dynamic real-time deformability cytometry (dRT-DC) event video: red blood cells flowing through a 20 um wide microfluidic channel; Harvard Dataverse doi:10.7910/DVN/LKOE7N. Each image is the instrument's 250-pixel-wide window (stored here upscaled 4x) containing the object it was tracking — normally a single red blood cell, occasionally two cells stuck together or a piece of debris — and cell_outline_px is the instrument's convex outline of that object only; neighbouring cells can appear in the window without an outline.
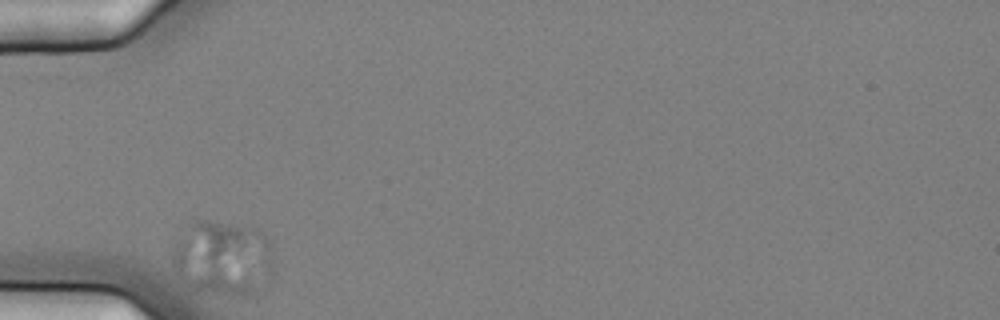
{"species": "common noctule bat (a hibernating species)", "species_latin": "Nyctalus noctula", "temperature_condition": "cold", "stored_images_in_passage": 32, "camera_frame_rate_fps": 3000, "um_per_image_px": 0.085, "animal": {"sex": "female", "body_mass_g": 25.1}, "frame": {"image": 1, "passage_image": 1, "time_ms": 0.0, "image_size_px": [1000, 320], "cell_outline_px": [[276, 264], [272, 276], [248, 292], [220, 292], [196, 288], [184, 284], [172, 264], [172, 236], [192, 220], [208, 220], [248, 224], [260, 228], [268, 236], [272, 244]], "centroid_in_image_um": [18.92, 21.76], "position_along_channel_um": 66.1, "area_um2": 45.14}}
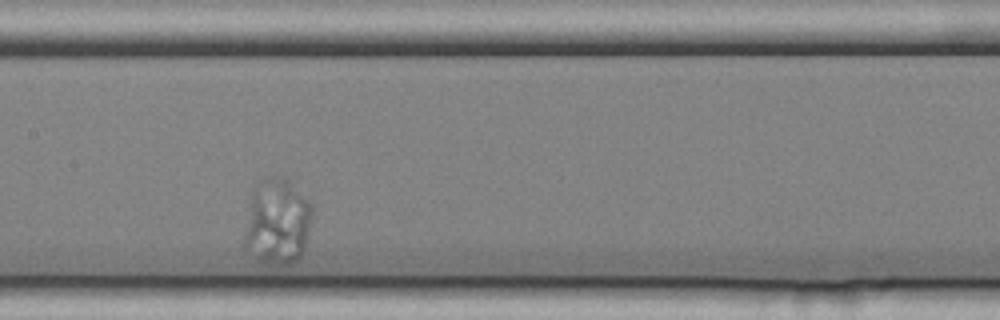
{"frame": {"image": 2, "passage_image": 13, "time_ms": 4.0, "image_size_px": [1000, 320], "cell_outline_px": [[312, 216], [308, 236], [304, 248], [300, 256], [292, 264], [264, 264], [244, 248], [244, 236], [252, 188], [264, 176], [284, 176], [312, 204]], "centroid_in_image_um": [23.56, 18.83], "position_along_channel_um": 183.8, "area_um2": 34.33}}
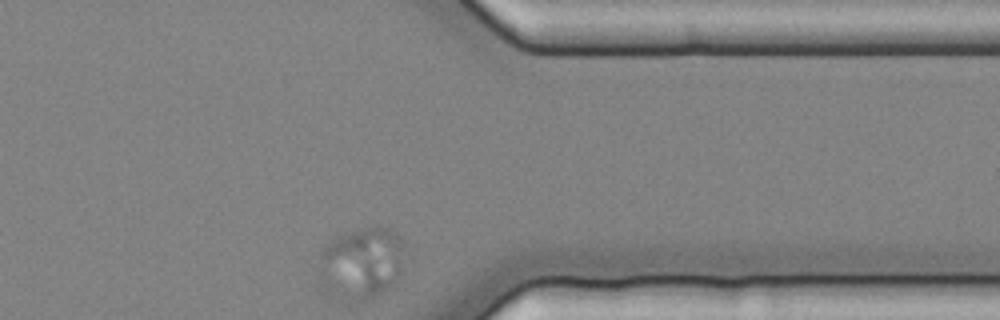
{"frame": {"image": 3, "passage_image": 32, "time_ms": 10.333, "image_size_px": [1000, 320], "cell_outline_px": [[408, 244], [400, 276], [388, 288], [364, 300], [356, 300], [324, 296], [320, 288], [316, 268], [320, 248], [324, 244], [336, 236], [376, 224], [392, 228]], "centroid_in_image_um": [30.67, 22.33], "position_along_channel_um": 380.7, "area_um2": 37.92}}